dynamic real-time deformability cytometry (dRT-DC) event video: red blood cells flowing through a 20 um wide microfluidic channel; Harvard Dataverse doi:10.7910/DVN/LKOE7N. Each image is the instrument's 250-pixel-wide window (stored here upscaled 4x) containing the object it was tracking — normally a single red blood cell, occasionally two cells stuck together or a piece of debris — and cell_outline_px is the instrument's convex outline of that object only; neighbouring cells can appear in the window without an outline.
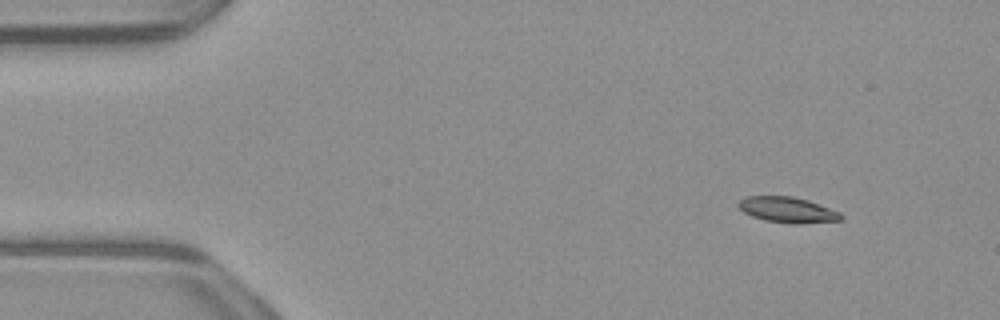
{"species": "common noctule bat (a hibernating species)", "species_latin": "Nyctalus noctula", "temperature_condition": "warm", "stored_images_in_passage": 15, "camera_frame_rate_fps": 3000, "um_per_image_px": 0.085, "animal": {"sex": "male", "body_mass_g": 23.1, "forearm_length_mm": 52.7}, "frame": {"image": 1, "passage_image": 5, "time_ms": 1.333, "image_size_px": [1000, 320], "cell_outline_px": [[844, 216], [840, 220], [800, 224], [792, 224], [764, 220], [752, 216], [744, 212], [736, 204], [740, 200], [748, 196], [792, 196], [808, 200], [840, 212]], "centroid_in_image_um": [66.94, 17.84], "position_along_channel_um": 18.1, "area_um2": 15.32}}